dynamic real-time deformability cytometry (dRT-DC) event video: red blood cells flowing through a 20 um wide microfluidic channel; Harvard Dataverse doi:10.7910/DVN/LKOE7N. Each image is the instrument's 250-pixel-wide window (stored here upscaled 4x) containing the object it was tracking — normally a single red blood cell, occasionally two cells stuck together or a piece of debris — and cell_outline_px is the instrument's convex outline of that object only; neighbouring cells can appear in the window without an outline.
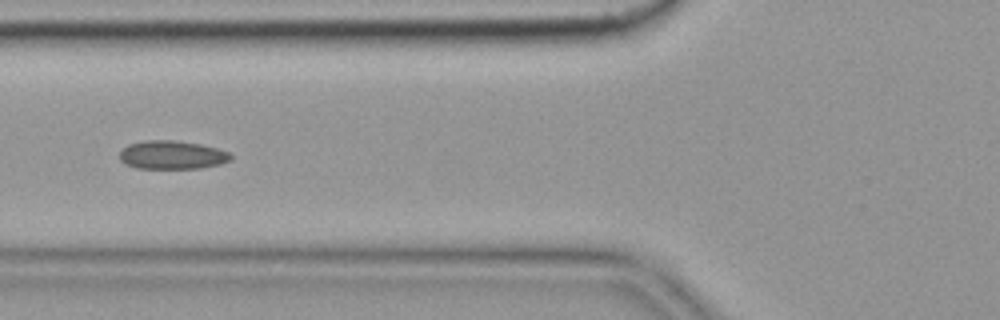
{"species": "common noctule bat (a hibernating species)", "species_latin": "Nyctalus noctula", "temperature_condition": "cold", "stored_images_in_passage": 8, "camera_frame_rate_fps": 3000, "um_per_image_px": 0.085, "animal": {"sex": "female", "body_mass_g": 19.9}, "frame": {"image": 1, "passage_image": 6, "time_ms": 1.667, "image_size_px": [1000, 320], "cell_outline_px": [[232, 160], [220, 164], [200, 168], [136, 168], [124, 164], [120, 160], [120, 152], [128, 144], [144, 140], [176, 140], [200, 144], [216, 148], [228, 152], [232, 156]], "centroid_in_image_um": [14.61, 13.17], "position_along_channel_um": 111.2, "area_um2": 18.5}}